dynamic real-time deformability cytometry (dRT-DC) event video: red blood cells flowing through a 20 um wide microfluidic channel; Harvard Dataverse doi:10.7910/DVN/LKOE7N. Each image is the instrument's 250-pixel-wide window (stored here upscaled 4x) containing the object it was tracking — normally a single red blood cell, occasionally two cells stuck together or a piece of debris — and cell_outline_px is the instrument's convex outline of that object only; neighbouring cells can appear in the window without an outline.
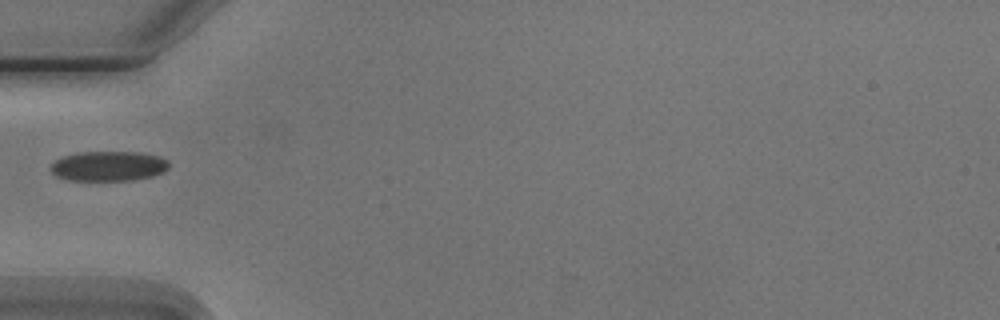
{"species": "Egyptian fruit bat (a non-hibernating species)", "species_latin": "Rousettus aegyptiacus", "temperature_condition": "cold", "stored_images_in_passage": 2, "camera_frame_rate_fps": 3000, "um_per_image_px": 0.085, "animal": {"sex": "male"}, "frame": {"image": 1, "passage_image": 1, "time_ms": 0.0, "image_size_px": [1000, 320], "cell_outline_px": [[168, 168], [164, 172], [152, 176], [132, 180], [68, 180], [56, 176], [52, 172], [52, 164], [60, 156], [80, 152], [140, 152], [160, 156], [168, 160]], "centroid_in_image_um": [9.24, 14.11], "position_along_channel_um": 75.8, "area_um2": 20.63}}
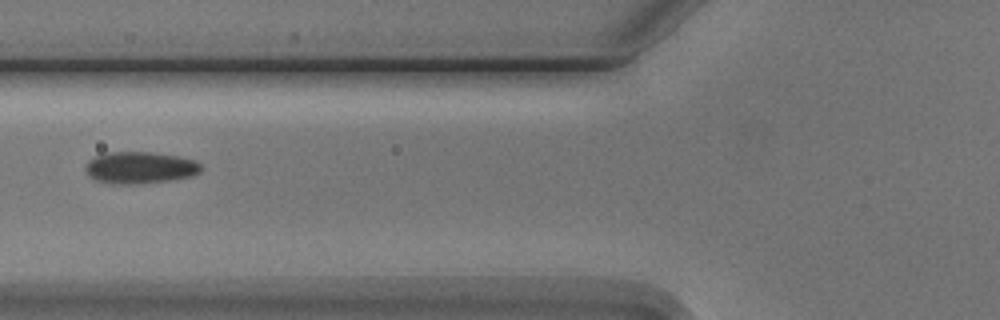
{"frame": {"image": 2, "passage_image": 2, "time_ms": 1.0, "image_size_px": [1000, 320], "cell_outline_px": [[204, 168], [200, 172], [192, 176], [172, 180], [136, 184], [112, 184], [96, 180], [88, 176], [84, 168], [84, 164], [88, 160], [104, 152], [152, 152], [176, 156], [196, 160]], "centroid_in_image_um": [11.88, 14.25], "position_along_channel_um": 113.9, "area_um2": 21.79}}